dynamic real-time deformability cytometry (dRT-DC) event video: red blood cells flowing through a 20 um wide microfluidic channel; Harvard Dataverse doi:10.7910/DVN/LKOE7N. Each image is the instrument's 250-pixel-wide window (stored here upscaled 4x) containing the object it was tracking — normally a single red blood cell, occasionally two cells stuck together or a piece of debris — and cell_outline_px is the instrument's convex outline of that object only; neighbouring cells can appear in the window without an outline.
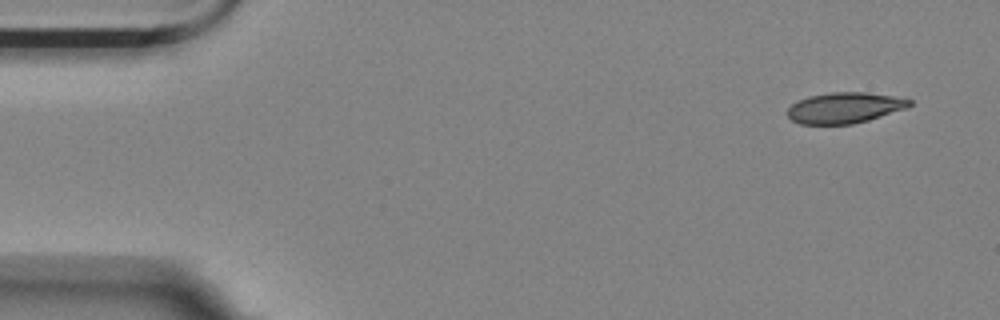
{"species": "Egyptian fruit bat (a non-hibernating species)", "species_latin": "Rousettus aegyptiacus", "temperature_condition": "room temperature", "stored_images_in_passage": 4, "segment_of_instrument_passage": [1, 2], "camera_frame_rate_fps": 3000, "um_per_image_px": 0.085, "animal": {"sex": "female"}, "frame": {"image": 1, "passage_image": 1, "time_ms": 0.0, "image_size_px": [1000, 320], "cell_outline_px": [[912, 104], [904, 108], [868, 120], [852, 124], [800, 124], [792, 120], [788, 116], [788, 108], [792, 104], [808, 96], [832, 92], [864, 92], [892, 96], [912, 100]], "centroid_in_image_um": [71.76, 9.16], "position_along_channel_um": 13.2, "area_um2": 21.56}}